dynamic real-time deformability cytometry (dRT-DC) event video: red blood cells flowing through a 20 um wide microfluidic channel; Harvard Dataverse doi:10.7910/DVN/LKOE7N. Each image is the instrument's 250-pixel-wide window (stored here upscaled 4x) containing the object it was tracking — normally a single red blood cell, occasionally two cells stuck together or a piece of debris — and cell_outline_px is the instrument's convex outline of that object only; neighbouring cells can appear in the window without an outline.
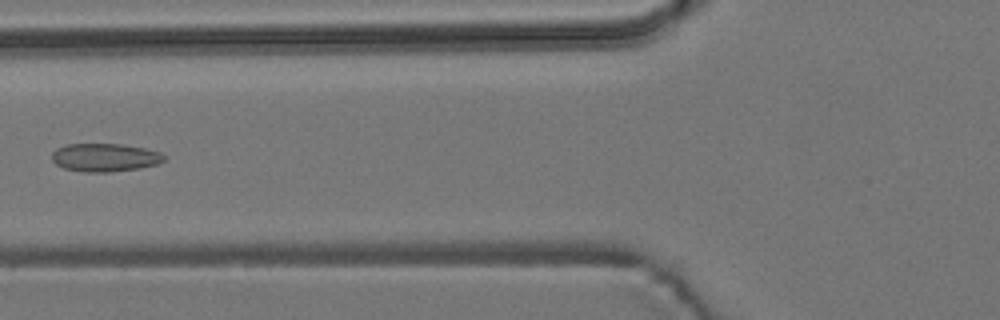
{"species": "common noctule bat (a hibernating species)", "species_latin": "Nyctalus noctula", "temperature_condition": "room temperature", "stored_images_in_passage": 7, "camera_frame_rate_fps": 3000, "um_per_image_px": 0.085, "animal": {"sex": "male", "body_mass_g": 19.2, "forearm_length_mm": 51.8}, "frame": {"image": 1, "passage_image": 6, "time_ms": 6.0, "image_size_px": [1000, 320], "cell_outline_px": [[164, 160], [156, 164], [140, 168], [108, 172], [84, 172], [64, 168], [56, 164], [52, 160], [52, 152], [56, 148], [68, 144], [120, 144], [144, 148], [160, 152], [164, 156]], "centroid_in_image_um": [8.88, 13.38], "position_along_channel_um": 116.9, "area_um2": 18.32}}
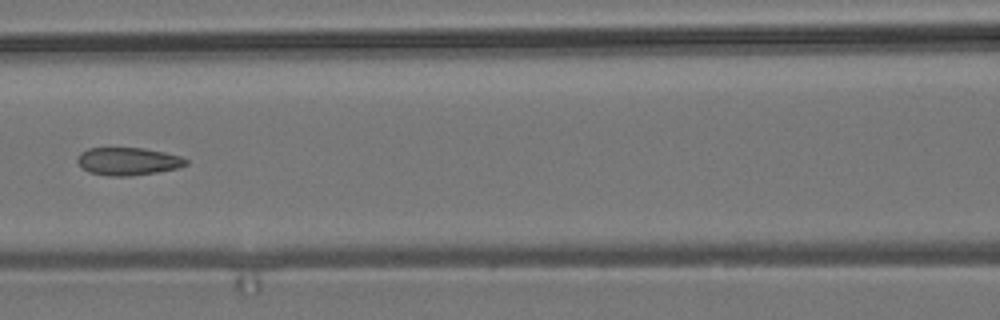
{"frame": {"image": 2, "passage_image": 7, "time_ms": 7.0, "image_size_px": [1000, 320], "cell_outline_px": [[188, 164], [180, 168], [132, 176], [108, 176], [88, 172], [76, 160], [80, 152], [88, 148], [144, 148], [164, 152], [180, 156], [188, 160]], "centroid_in_image_um": [10.9, 13.71], "position_along_channel_um": 155.7, "area_um2": 17.63}}